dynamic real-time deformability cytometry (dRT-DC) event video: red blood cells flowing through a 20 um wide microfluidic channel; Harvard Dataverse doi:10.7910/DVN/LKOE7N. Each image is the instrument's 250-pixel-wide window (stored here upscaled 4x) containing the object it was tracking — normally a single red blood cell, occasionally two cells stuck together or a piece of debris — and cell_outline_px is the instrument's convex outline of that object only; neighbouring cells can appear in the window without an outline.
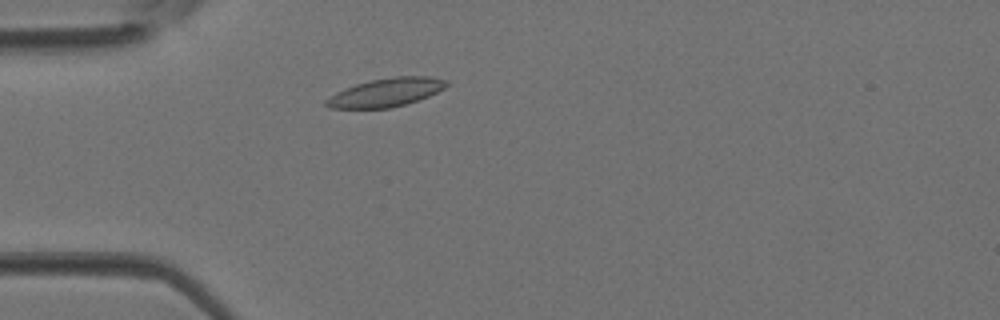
{"species": "Egyptian fruit bat (a non-hibernating species)", "species_latin": "Rousettus aegyptiacus", "temperature_condition": "room temperature", "stored_images_in_passage": 2, "camera_frame_rate_fps": 3000, "um_per_image_px": 0.085, "animal": {"sex": "female"}, "frame": {"image": 1, "passage_image": 2, "time_ms": 0.333, "image_size_px": [1000, 320], "cell_outline_px": [[448, 84], [444, 88], [428, 96], [404, 104], [388, 108], [328, 108], [324, 104], [324, 100], [336, 92], [344, 88], [368, 80], [396, 76], [432, 76], [448, 80]], "centroid_in_image_um": [32.79, 7.84], "position_along_channel_um": 52.2, "area_um2": 19.94}}